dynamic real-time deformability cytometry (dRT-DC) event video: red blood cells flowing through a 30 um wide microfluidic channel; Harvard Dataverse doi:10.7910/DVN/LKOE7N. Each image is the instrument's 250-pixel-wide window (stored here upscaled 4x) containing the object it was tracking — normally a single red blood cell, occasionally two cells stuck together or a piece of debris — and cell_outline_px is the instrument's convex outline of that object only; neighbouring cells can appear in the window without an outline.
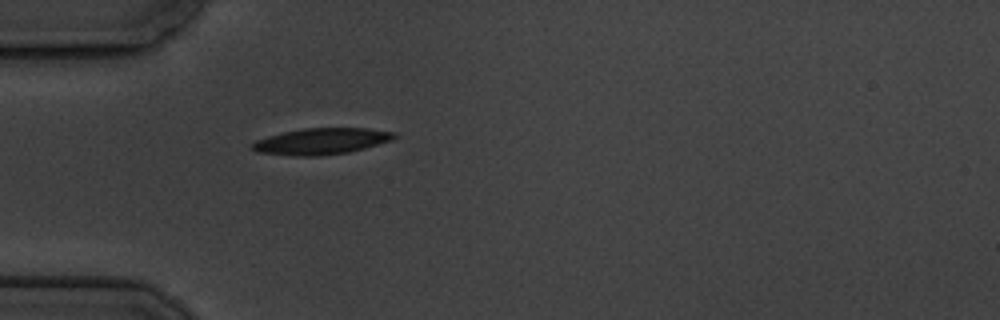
{"species": "common noctule bat (a hibernating species)", "species_latin": "Nyctalus noctula", "temperature_condition": "cold", "stored_images_in_passage": 5, "camera_frame_rate_fps": 3000, "um_per_image_px": 0.085, "animal": {"sex": "male", "body_mass_g": 19.5, "forearm_length_mm": 54.6}, "frame": {"image": 1, "passage_image": 5, "time_ms": 4.667, "image_size_px": [1000, 320], "cell_outline_px": [[400, 136], [392, 140], [364, 148], [348, 152], [320, 156], [296, 156], [256, 152], [248, 148], [256, 140], [268, 136], [284, 132], [304, 128], [368, 128], [396, 132]], "centroid_in_image_um": [27.32, 12.01], "position_along_channel_um": 57.7, "area_um2": 21.91}}